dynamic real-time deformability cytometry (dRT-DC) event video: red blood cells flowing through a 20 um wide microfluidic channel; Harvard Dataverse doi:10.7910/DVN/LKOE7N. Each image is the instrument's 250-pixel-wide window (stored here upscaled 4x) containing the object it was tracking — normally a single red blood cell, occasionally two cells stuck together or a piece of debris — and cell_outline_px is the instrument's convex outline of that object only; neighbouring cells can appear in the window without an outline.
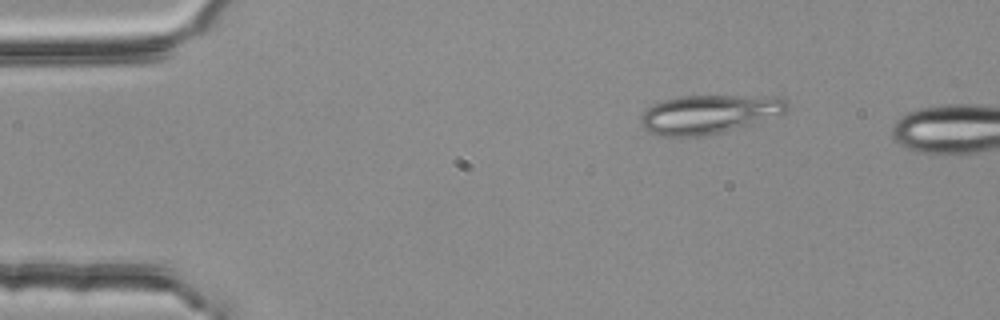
{"species": "common noctule bat (a hibernating species)", "species_latin": "Nyctalus noctula", "temperature_condition": "room temperature", "stored_images_in_passage": 2, "camera_frame_rate_fps": 3000, "um_per_image_px": 0.085, "animal": {"sex": "female", "body_mass_g": 25.1}, "frame": {"image": 1, "passage_image": 1, "time_ms": 0.0, "image_size_px": [1000, 320], "cell_outline_px": [[788, 108], [784, 112], [748, 124], [720, 132], [700, 136], [664, 136], [648, 132], [644, 128], [640, 120], [640, 116], [652, 104], [664, 100], [680, 96], [784, 96], [788, 104]], "centroid_in_image_um": [60.23, 9.68], "position_along_channel_um": 24.8, "area_um2": 32.6}}